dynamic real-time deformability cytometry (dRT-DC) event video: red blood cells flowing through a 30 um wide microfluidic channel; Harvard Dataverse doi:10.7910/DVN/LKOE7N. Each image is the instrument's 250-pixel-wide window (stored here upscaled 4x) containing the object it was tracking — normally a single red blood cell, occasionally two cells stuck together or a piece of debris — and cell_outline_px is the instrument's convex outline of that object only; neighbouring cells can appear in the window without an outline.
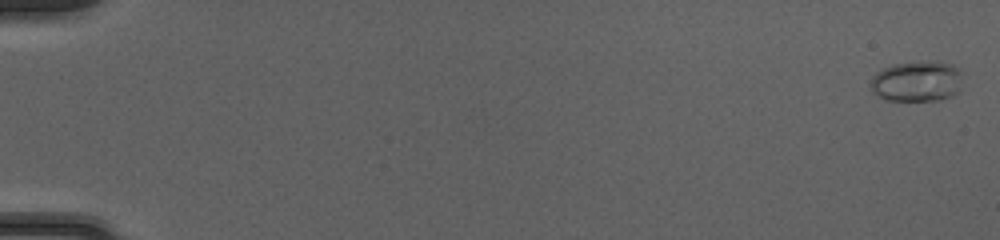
{"species": "common noctule bat (a hibernating species)", "species_latin": "Nyctalus noctula", "temperature_condition": "cold", "stored_images_in_passage": 51, "camera_frame_rate_fps": 3000, "um_per_image_px": 0.085, "animal": {"sex": "female", "body_mass_g": 20.0, "forearm_length_mm": 54.0}, "frame": {"image": 1, "passage_image": 1, "time_ms": 0.0, "image_size_px": [1000, 240], "cell_outline_px": [[960, 92], [952, 96], [940, 100], [888, 100], [872, 92], [872, 76], [876, 72], [892, 64], [916, 60], [940, 60], [952, 64], [960, 68]], "centroid_in_image_um": [77.98, 6.87], "position_along_channel_um": 7.0, "area_um2": 22.25}}
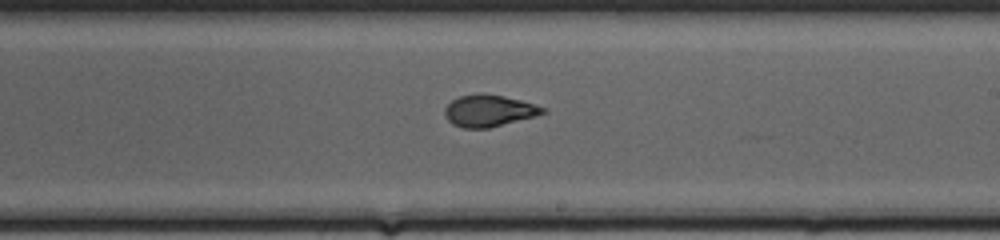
{"frame": {"image": 2, "passage_image": 32, "time_ms": 10.333, "image_size_px": [1000, 240], "cell_outline_px": [[548, 112], [536, 116], [488, 128], [464, 128], [452, 124], [448, 120], [444, 112], [444, 108], [452, 100], [460, 96], [476, 92], [484, 92], [504, 96], [520, 100], [544, 108]], "centroid_in_image_um": [41.53, 9.39], "position_along_channel_um": 247.5, "area_um2": 18.21}}
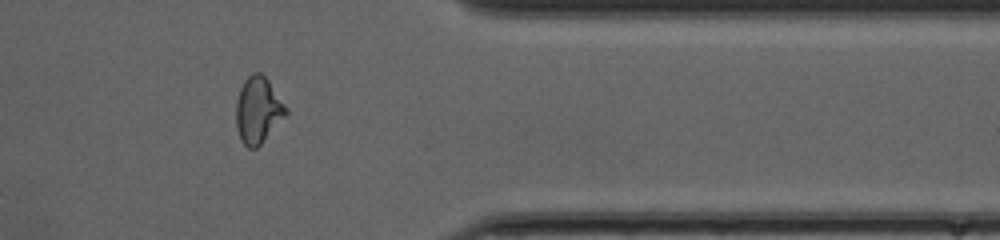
{"frame": {"image": 3, "passage_image": 43, "time_ms": 14.0, "image_size_px": [1000, 240], "cell_outline_px": [[288, 112], [260, 144], [256, 148], [248, 148], [240, 140], [236, 124], [236, 100], [240, 88], [244, 80], [252, 72], [260, 72], [268, 80], [288, 108]], "centroid_in_image_um": [21.91, 9.34], "position_along_channel_um": 389.5, "area_um2": 19.13}, "authors_computed_cell_mechanics": {"area_um2": 18.3804, "velocity_mm_per_s": 4.1788, "shape_relaxation_time_tau1_ms": 3.9697, "shape_relaxation_time_tau2_ms": 1.6466, "deformation_change_tau1": 0.1896, "deformation_change_tau2": 0.0799}}